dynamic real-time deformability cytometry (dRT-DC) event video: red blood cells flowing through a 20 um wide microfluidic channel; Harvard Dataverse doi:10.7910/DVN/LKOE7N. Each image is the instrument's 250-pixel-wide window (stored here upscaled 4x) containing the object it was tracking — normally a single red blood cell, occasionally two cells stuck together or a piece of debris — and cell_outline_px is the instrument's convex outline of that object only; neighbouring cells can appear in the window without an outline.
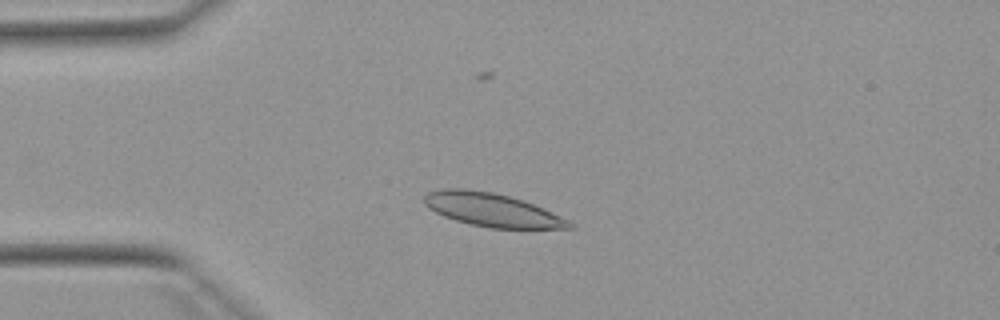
{"species": "Egyptian fruit bat (a non-hibernating species)", "species_latin": "Rousettus aegyptiacus", "temperature_condition": "warm", "stored_images_in_passage": 53, "camera_frame_rate_fps": 3000, "um_per_image_px": 0.085, "animal": {"sex": "female"}, "frame": {"image": 1, "passage_image": 13, "time_ms": 4.0, "image_size_px": [1000, 320], "cell_outline_px": [[576, 228], [488, 228], [456, 220], [444, 216], [428, 208], [424, 204], [424, 196], [428, 192], [444, 188], [464, 188], [492, 192], [524, 200], [544, 208], [576, 224]], "centroid_in_image_um": [41.83, 17.83], "position_along_channel_um": 43.2, "area_um2": 28.21}}
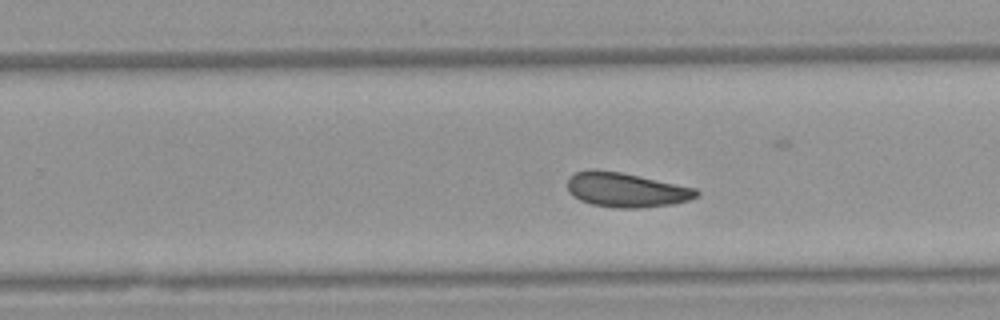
{"frame": {"image": 2, "passage_image": 33, "time_ms": 10.667, "image_size_px": [1000, 320], "cell_outline_px": [[700, 192], [696, 196], [688, 200], [672, 204], [640, 208], [616, 208], [592, 204], [580, 200], [572, 196], [568, 188], [568, 176], [576, 172], [620, 172], [640, 176], [696, 188]], "centroid_in_image_um": [53.25, 16.17], "position_along_channel_um": 276.5, "area_um2": 25.32}}
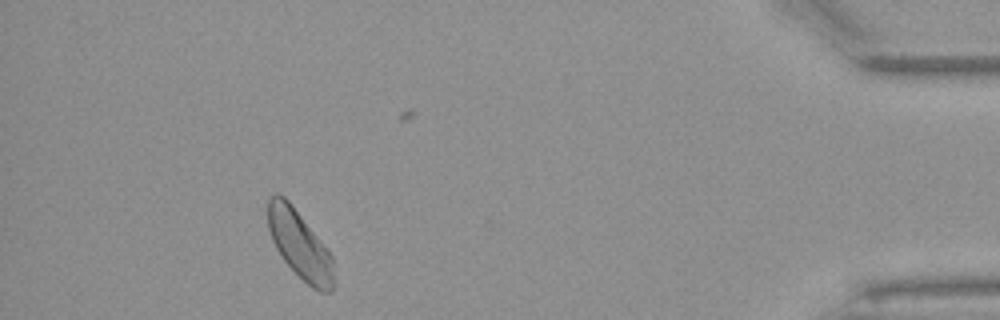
{"frame": {"image": 3, "passage_image": 48, "time_ms": 15.667, "image_size_px": [1000, 320], "cell_outline_px": [[336, 284], [332, 292], [320, 292], [312, 288], [284, 260], [276, 248], [272, 240], [268, 228], [268, 200], [272, 196], [284, 196], [288, 200], [332, 256]], "centroid_in_image_um": [25.51, 20.87], "position_along_channel_um": 409.7, "area_um2": 25.61}, "authors_computed_cell_mechanics": {"area_um2": 26.299, "velocity_mm_per_s": 3.8523, "shape_relaxation_time_tau1_ms": 6.0564, "shape_relaxation_time_tau2_ms": 5.5213, "deformation_change_tau1": 0.0968, "deformation_change_tau2": 0.1003}}